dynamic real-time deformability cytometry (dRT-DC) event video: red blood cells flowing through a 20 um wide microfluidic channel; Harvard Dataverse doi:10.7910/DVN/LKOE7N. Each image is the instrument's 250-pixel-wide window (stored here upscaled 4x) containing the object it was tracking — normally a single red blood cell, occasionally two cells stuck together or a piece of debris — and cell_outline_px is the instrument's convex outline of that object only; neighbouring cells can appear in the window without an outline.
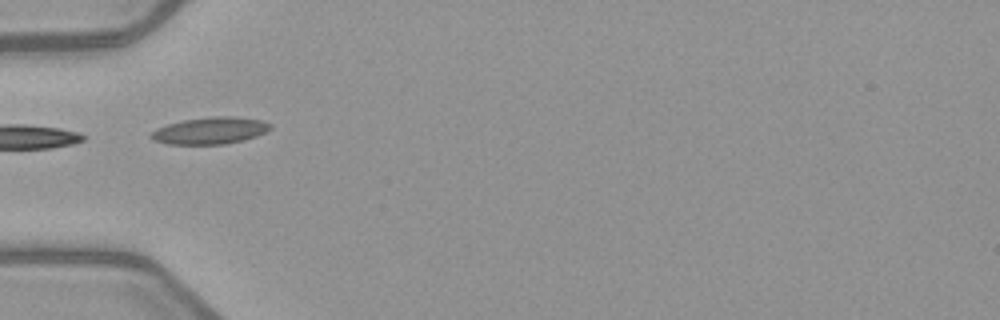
{"species": "common noctule bat (a hibernating species)", "species_latin": "Nyctalus noctula", "temperature_condition": "warm", "stored_images_in_passage": 7, "segment_of_instrument_passage": [2, 2], "camera_frame_rate_fps": 3000, "um_per_image_px": 0.085, "animal": {"sex": "female", "body_mass_g": 21.9}, "frame": {"image": 1, "passage_image": 6, "time_ms": 6.0, "image_size_px": [1000, 320], "cell_outline_px": [[272, 128], [256, 136], [244, 140], [224, 144], [168, 144], [152, 140], [148, 136], [156, 128], [168, 124], [184, 120], [212, 116], [232, 116], [260, 120], [272, 124]], "centroid_in_image_um": [17.84, 11.1], "position_along_channel_um": 67.2, "area_um2": 18.67}}
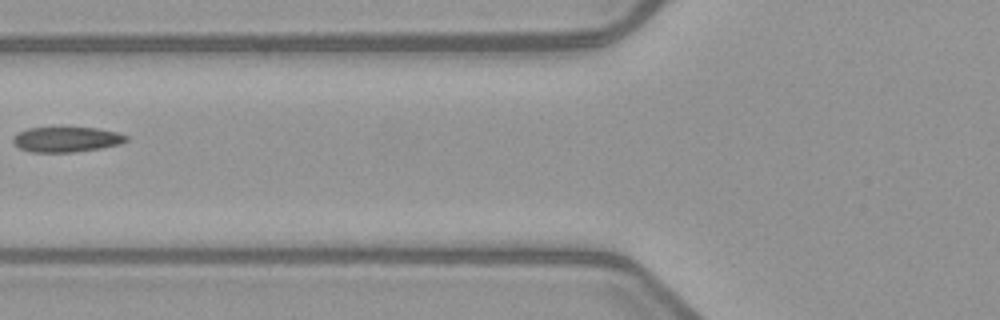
{"frame": {"image": 2, "passage_image": 7, "time_ms": 7.333, "image_size_px": [1000, 320], "cell_outline_px": [[128, 140], [120, 144], [100, 148], [72, 152], [32, 152], [20, 148], [12, 144], [12, 136], [28, 128], [96, 128], [116, 132], [128, 136]], "centroid_in_image_um": [5.63, 11.85], "position_along_channel_um": 120.2, "area_um2": 16.47}}